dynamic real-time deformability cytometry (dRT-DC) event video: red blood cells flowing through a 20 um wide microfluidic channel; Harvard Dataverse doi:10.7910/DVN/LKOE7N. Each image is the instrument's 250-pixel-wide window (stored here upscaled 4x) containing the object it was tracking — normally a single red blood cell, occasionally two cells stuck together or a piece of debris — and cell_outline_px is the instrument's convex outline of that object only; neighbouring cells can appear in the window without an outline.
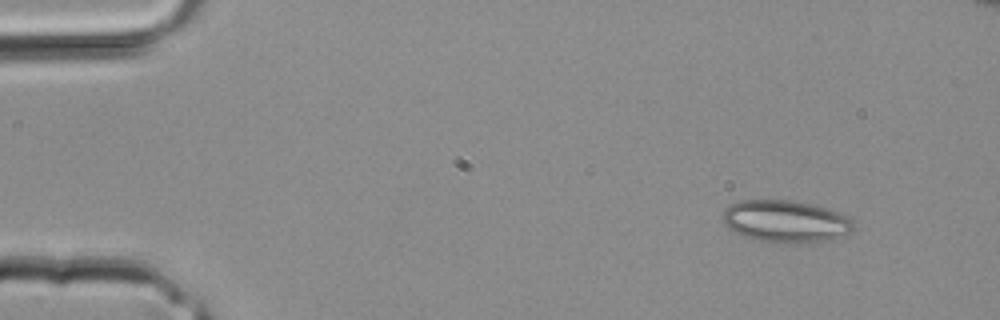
{"species": "common noctule bat (a hibernating species)", "species_latin": "Nyctalus noctula", "temperature_condition": "room temperature", "stored_images_in_passage": 2, "camera_frame_rate_fps": 3000, "um_per_image_px": 0.085, "animal": {"sex": "male", "body_mass_g": 20.4}, "frame": {"image": 1, "passage_image": 1, "time_ms": 0.0, "image_size_px": [1000, 320], "cell_outline_px": [[852, 228], [848, 232], [824, 240], [800, 244], [796, 244], [760, 240], [744, 236], [728, 228], [724, 224], [724, 208], [740, 200], [792, 200], [812, 204], [828, 208], [852, 220]], "centroid_in_image_um": [66.72, 18.8], "position_along_channel_um": 18.3, "area_um2": 31.56}}